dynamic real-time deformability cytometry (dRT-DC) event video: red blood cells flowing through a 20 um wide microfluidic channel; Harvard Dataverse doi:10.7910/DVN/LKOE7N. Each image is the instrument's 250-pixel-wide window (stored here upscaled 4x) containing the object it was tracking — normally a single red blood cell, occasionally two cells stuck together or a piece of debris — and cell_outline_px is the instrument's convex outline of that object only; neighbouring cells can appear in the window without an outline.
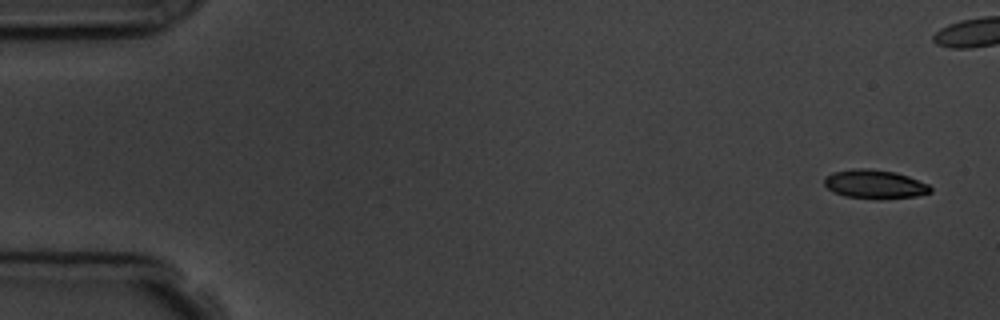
{"species": "common noctule bat (a hibernating species)", "species_latin": "Nyctalus noctula", "temperature_condition": "room temperature", "stored_images_in_passage": 6, "camera_frame_rate_fps": 3000, "um_per_image_px": 0.085, "animal": {"sex": "male", "body_mass_g": 19.5, "forearm_length_mm": 54.6}, "frame": {"image": 1, "passage_image": 1, "time_ms": 0.0, "image_size_px": [1000, 320], "cell_outline_px": [[932, 192], [916, 196], [880, 200], [844, 196], [832, 192], [824, 184], [824, 176], [832, 172], [852, 168], [868, 168], [896, 172], [908, 176], [928, 184], [932, 188]], "centroid_in_image_um": [74.33, 15.66], "position_along_channel_um": 10.7, "area_um2": 18.21}}
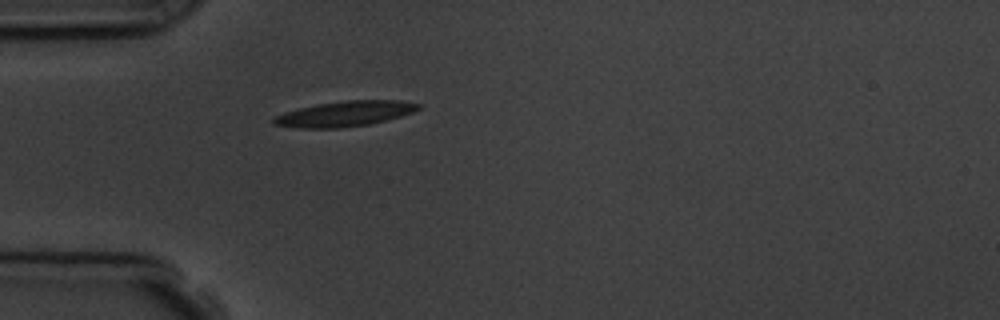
{"frame": {"image": 2, "passage_image": 6, "time_ms": 6.333, "image_size_px": [1000, 320], "cell_outline_px": [[420, 108], [412, 112], [400, 116], [368, 124], [340, 128], [296, 128], [272, 124], [272, 120], [276, 116], [284, 112], [300, 108], [320, 104], [344, 100], [400, 100], [420, 104]], "centroid_in_image_um": [29.29, 9.67], "position_along_channel_um": 55.7, "area_um2": 21.1}}